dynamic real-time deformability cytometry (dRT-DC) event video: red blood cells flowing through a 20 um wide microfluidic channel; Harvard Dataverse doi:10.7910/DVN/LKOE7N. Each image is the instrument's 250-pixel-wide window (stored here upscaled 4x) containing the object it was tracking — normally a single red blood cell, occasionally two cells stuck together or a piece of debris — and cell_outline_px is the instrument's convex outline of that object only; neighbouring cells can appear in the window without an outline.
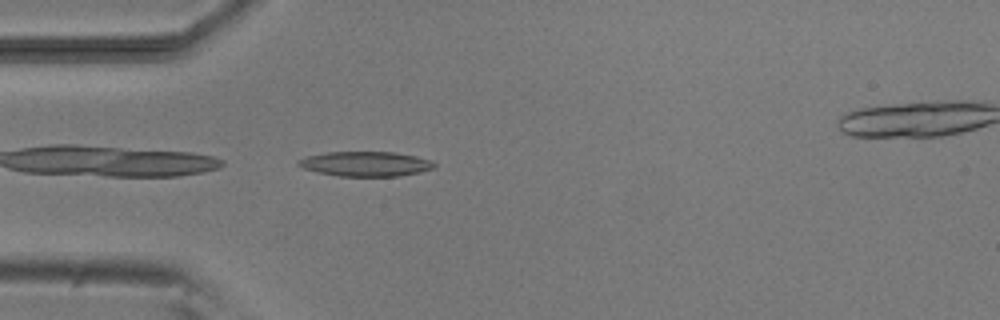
{"species": "common noctule bat (a hibernating species)", "species_latin": "Nyctalus noctula", "temperature_condition": "room temperature", "stored_images_in_passage": 2, "camera_frame_rate_fps": 3000, "um_per_image_px": 0.085, "animal": {"sex": "male", "body_mass_g": 20.5, "forearm_length_mm": 52.5}, "frame": {"image": 1, "passage_image": 1, "time_ms": 0.0, "image_size_px": [1000, 320], "cell_outline_px": [[436, 164], [432, 168], [420, 172], [396, 176], [340, 176], [316, 172], [304, 168], [296, 164], [296, 160], [308, 156], [328, 152], [396, 152], [416, 156], [428, 160]], "centroid_in_image_um": [31.04, 13.93], "position_along_channel_um": 54.0, "area_um2": 19.48}}